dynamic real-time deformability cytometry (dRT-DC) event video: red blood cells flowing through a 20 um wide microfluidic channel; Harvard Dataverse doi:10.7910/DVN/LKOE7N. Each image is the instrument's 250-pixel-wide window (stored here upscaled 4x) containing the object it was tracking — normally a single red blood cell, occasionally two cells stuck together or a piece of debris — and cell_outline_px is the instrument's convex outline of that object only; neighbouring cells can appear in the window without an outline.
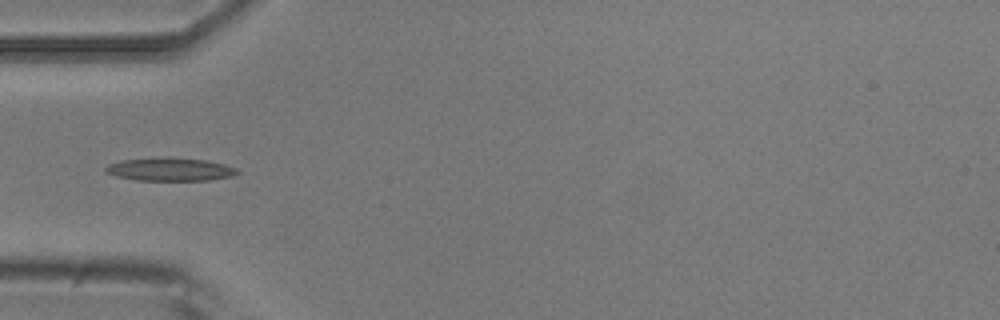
{"species": "common noctule bat (a hibernating species)", "species_latin": "Nyctalus noctula", "temperature_condition": "room temperature", "stored_images_in_passage": 2, "camera_frame_rate_fps": 3000, "um_per_image_px": 0.085, "animal": {"sex": "male", "body_mass_g": 20.5, "forearm_length_mm": 52.5}, "frame": {"image": 1, "passage_image": 2, "time_ms": 1.0, "image_size_px": [1000, 320], "cell_outline_px": [[240, 172], [232, 176], [208, 180], [136, 180], [116, 176], [104, 172], [104, 168], [108, 164], [120, 160], [164, 156], [168, 156], [204, 160], [224, 164], [236, 168]], "centroid_in_image_um": [14.41, 14.38], "position_along_channel_um": 70.6, "area_um2": 17.98}}